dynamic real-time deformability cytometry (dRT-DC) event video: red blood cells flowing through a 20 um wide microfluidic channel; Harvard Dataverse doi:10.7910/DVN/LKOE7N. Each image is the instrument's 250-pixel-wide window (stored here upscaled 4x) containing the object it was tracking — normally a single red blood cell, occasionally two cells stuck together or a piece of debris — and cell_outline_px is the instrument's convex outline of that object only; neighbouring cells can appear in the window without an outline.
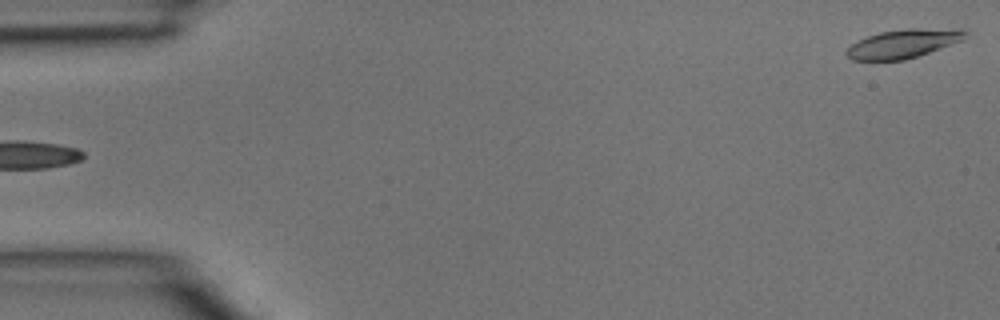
{"species": "common noctule bat (a hibernating species)", "species_latin": "Nyctalus noctula", "temperature_condition": "room temperature", "stored_images_in_passage": 4, "segment_of_instrument_passage": [2, 2], "camera_frame_rate_fps": 3000, "um_per_image_px": 0.085, "animal": {"sex": "male", "body_mass_g": 15.6}, "frame": {"image": 1, "passage_image": 4, "time_ms": 1.0, "image_size_px": [1000, 320], "cell_outline_px": [[964, 40], [904, 60], [852, 60], [844, 52], [852, 44], [868, 36], [880, 32], [904, 28], [960, 28], [964, 32]], "centroid_in_image_um": [76.78, 3.69], "position_along_channel_um": 8.2, "area_um2": 19.71}}